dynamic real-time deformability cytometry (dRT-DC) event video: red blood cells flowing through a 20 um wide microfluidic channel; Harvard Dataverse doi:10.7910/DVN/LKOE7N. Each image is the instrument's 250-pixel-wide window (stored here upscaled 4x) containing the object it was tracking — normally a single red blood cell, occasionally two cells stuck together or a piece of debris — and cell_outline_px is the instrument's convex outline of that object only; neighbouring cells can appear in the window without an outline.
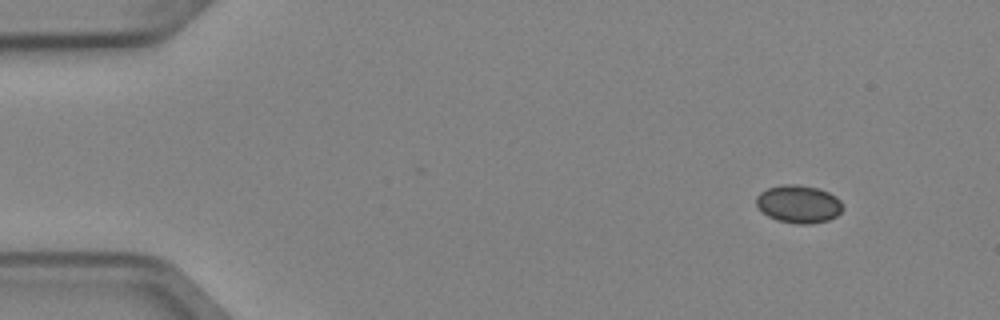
{"species": "Egyptian fruit bat (a non-hibernating species)", "species_latin": "Rousettus aegyptiacus", "temperature_condition": "cold", "stored_images_in_passage": 4, "camera_frame_rate_fps": 3000, "um_per_image_px": 0.085, "animal": {"sex": "female"}, "frame": {"image": 1, "passage_image": 1, "time_ms": 0.0, "image_size_px": [1000, 320], "cell_outline_px": [[840, 212], [836, 216], [828, 220], [808, 224], [800, 224], [776, 220], [768, 216], [756, 204], [756, 196], [760, 192], [768, 188], [780, 184], [796, 184], [820, 188], [836, 196], [840, 200]], "centroid_in_image_um": [67.86, 17.32], "position_along_channel_um": 17.1, "area_um2": 18.96}}
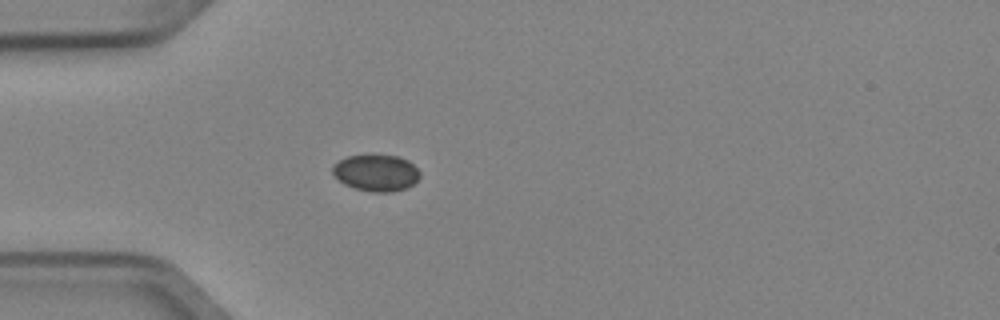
{"frame": {"image": 2, "passage_image": 4, "time_ms": 1.0, "image_size_px": [1000, 320], "cell_outline_px": [[420, 176], [412, 184], [404, 188], [392, 192], [372, 192], [356, 188], [344, 184], [332, 172], [332, 164], [348, 156], [396, 156], [408, 160], [420, 172]], "centroid_in_image_um": [31.96, 14.7], "position_along_channel_um": 53.0, "area_um2": 18.21}}